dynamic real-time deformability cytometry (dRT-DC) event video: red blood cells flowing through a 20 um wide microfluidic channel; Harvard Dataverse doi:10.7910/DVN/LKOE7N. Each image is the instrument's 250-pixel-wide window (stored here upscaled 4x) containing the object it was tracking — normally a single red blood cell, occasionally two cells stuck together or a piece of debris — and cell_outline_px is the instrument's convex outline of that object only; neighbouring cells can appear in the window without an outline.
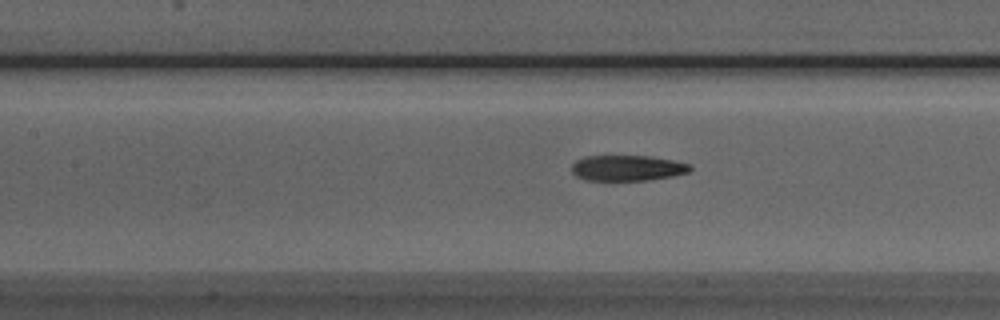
{"species": "Egyptian fruit bat (a non-hibernating species)", "species_latin": "Rousettus aegyptiacus", "temperature_condition": "room temperature", "stored_images_in_passage": 43, "camera_frame_rate_fps": 3000, "um_per_image_px": 0.085, "animal": {"sex": "male"}, "frame": {"image": 1, "passage_image": 17, "time_ms": 5.333, "image_size_px": [1000, 320], "cell_outline_px": [[692, 168], [688, 172], [672, 176], [648, 180], [584, 180], [576, 176], [572, 172], [572, 164], [576, 160], [584, 156], [652, 156], [692, 164]], "centroid_in_image_um": [53.32, 14.27], "position_along_channel_um": 154.1, "area_um2": 17.74}}
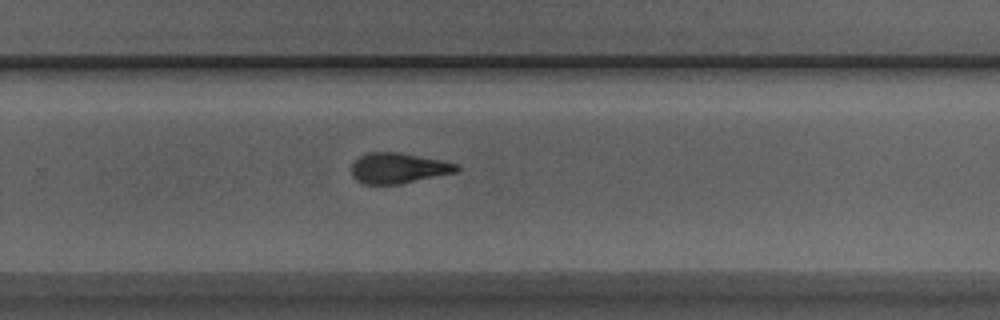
{"frame": {"image": 2, "passage_image": 28, "time_ms": 9.0, "image_size_px": [1000, 320], "cell_outline_px": [[460, 168], [456, 172], [400, 184], [364, 184], [356, 180], [352, 176], [352, 164], [360, 156], [368, 152], [400, 152], [440, 160], [456, 164]], "centroid_in_image_um": [33.83, 14.29], "position_along_channel_um": 296.0, "area_um2": 18.55}}
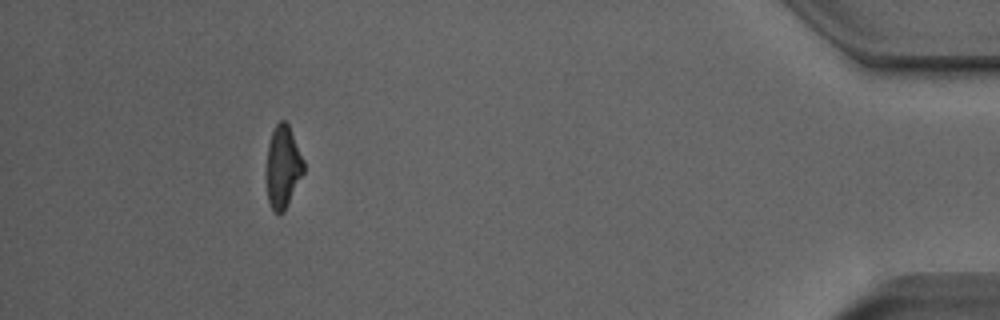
{"frame": {"image": 3, "passage_image": 42, "time_ms": 13.667, "image_size_px": [1000, 320], "cell_outline_px": [[304, 172], [284, 212], [280, 216], [272, 212], [268, 200], [268, 144], [272, 132], [276, 124], [280, 120], [284, 120], [288, 124], [304, 160]], "centroid_in_image_um": [24.07, 14.22], "position_along_channel_um": 411.1, "area_um2": 17.63}}